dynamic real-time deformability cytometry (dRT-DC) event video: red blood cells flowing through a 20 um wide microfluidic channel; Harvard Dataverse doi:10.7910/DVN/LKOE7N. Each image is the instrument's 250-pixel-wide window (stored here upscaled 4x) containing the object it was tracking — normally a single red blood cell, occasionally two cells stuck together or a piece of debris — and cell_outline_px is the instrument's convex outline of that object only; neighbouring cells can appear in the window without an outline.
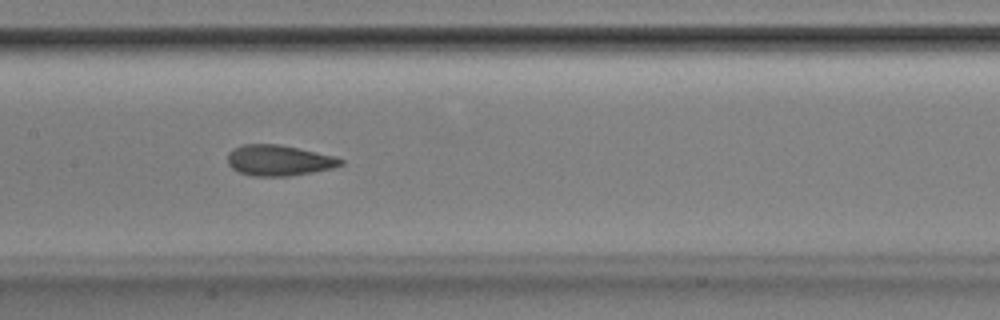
{"species": "Egyptian fruit bat (a non-hibernating species)", "species_latin": "Rousettus aegyptiacus", "temperature_condition": "room temperature", "stored_images_in_passage": 51, "camera_frame_rate_fps": 3000, "um_per_image_px": 0.085, "animal": {"sex": "male"}, "frame": {"image": 1, "passage_image": 25, "time_ms": 8.0, "image_size_px": [1000, 320], "cell_outline_px": [[344, 164], [332, 168], [312, 172], [288, 176], [252, 176], [240, 172], [232, 168], [228, 164], [228, 152], [232, 148], [244, 144], [276, 144], [296, 148], [332, 156], [344, 160]], "centroid_in_image_um": [23.66, 13.64], "position_along_channel_um": 183.7, "area_um2": 20.0}}
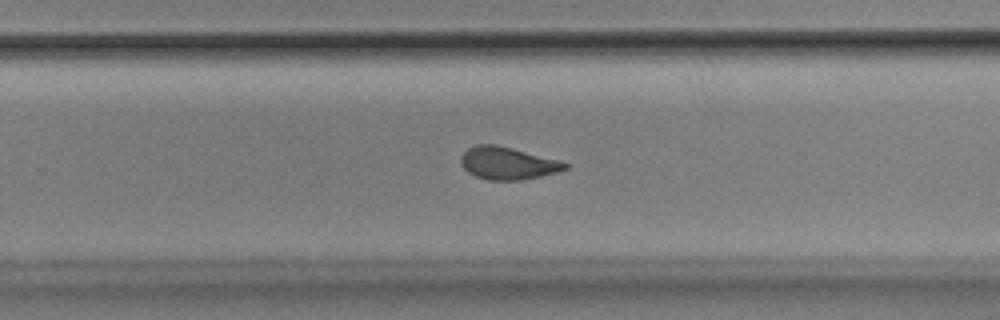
{"frame": {"image": 2, "passage_image": 33, "time_ms": 10.667, "image_size_px": [1000, 320], "cell_outline_px": [[572, 164], [568, 168], [556, 172], [540, 176], [520, 180], [488, 180], [476, 176], [468, 172], [460, 164], [460, 156], [468, 148], [476, 144], [496, 144], [560, 160]], "centroid_in_image_um": [43.15, 13.86], "position_along_channel_um": 286.6, "area_um2": 19.83}}
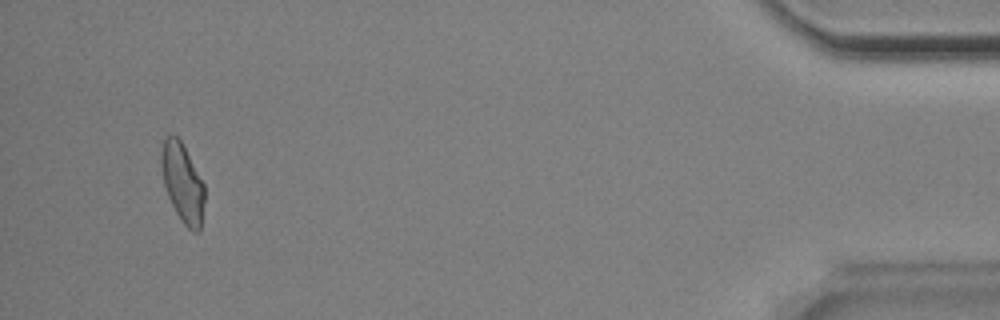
{"frame": {"image": 3, "passage_image": 49, "time_ms": 16.0, "image_size_px": [1000, 320], "cell_outline_px": [[204, 200], [200, 232], [192, 232], [184, 224], [176, 212], [168, 196], [164, 184], [160, 164], [160, 152], [164, 140], [168, 136], [176, 136], [180, 140], [204, 184]], "centroid_in_image_um": [15.51, 15.56], "position_along_channel_um": 419.7, "area_um2": 19.59}, "authors_computed_cell_mechanics": {"area_um2": 20.2878, "velocity_mm_per_s": 3.8797, "shape_relaxation_time_tau1_ms": 4.3562, "shape_relaxation_time_tau2_ms": 1.5125, "deformation_change_tau1": 0.1359, "deformation_change_tau2": 0.0652}}